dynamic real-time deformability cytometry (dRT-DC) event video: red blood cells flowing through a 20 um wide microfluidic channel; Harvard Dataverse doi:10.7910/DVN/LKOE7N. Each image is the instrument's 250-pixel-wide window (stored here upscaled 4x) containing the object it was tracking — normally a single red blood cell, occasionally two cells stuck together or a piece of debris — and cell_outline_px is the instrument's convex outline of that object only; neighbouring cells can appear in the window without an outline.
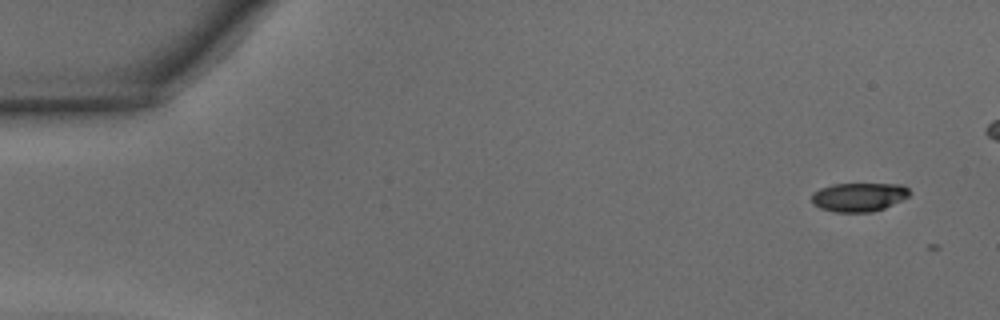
{"species": "common noctule bat (a hibernating species)", "species_latin": "Nyctalus noctula", "temperature_condition": "warm", "stored_images_in_passage": 3, "camera_frame_rate_fps": 3000, "um_per_image_px": 0.085, "animal": {"sex": "male", "body_mass_g": 15.6}, "frame": {"image": 1, "passage_image": 1, "time_ms": 0.0, "image_size_px": [1000, 320], "cell_outline_px": [[912, 192], [908, 196], [884, 208], [872, 212], [836, 212], [820, 208], [812, 204], [812, 192], [820, 188], [832, 184], [904, 184]], "centroid_in_image_um": [72.99, 16.74], "position_along_channel_um": 12.0, "area_um2": 16.47}}